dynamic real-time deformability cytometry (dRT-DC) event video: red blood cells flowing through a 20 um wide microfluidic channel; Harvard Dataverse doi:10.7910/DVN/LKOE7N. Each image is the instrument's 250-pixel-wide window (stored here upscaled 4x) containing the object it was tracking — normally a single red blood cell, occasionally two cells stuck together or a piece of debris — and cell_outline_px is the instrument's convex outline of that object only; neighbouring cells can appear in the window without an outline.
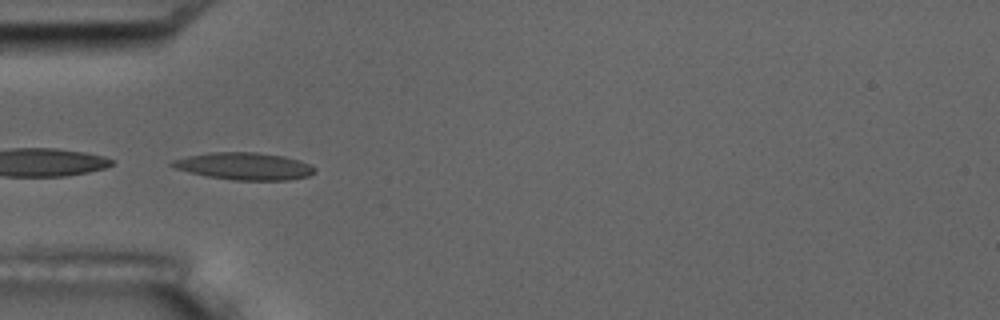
{"species": "common noctule bat (a hibernating species)", "species_latin": "Nyctalus noctula", "temperature_condition": "room temperature", "stored_images_in_passage": 6, "camera_frame_rate_fps": 3000, "um_per_image_px": 0.085, "animal": {"sex": "male", "body_mass_g": 17.5, "forearm_length_mm": 52.3}, "frame": {"image": 1, "passage_image": 5, "time_ms": 4.667, "image_size_px": [1000, 320], "cell_outline_px": [[316, 172], [308, 176], [288, 180], [232, 180], [208, 176], [188, 172], [172, 168], [168, 164], [172, 160], [188, 156], [212, 152], [256, 152], [284, 156], [300, 160], [316, 168]], "centroid_in_image_um": [20.75, 14.12], "position_along_channel_um": 64.3, "area_um2": 22.72}}